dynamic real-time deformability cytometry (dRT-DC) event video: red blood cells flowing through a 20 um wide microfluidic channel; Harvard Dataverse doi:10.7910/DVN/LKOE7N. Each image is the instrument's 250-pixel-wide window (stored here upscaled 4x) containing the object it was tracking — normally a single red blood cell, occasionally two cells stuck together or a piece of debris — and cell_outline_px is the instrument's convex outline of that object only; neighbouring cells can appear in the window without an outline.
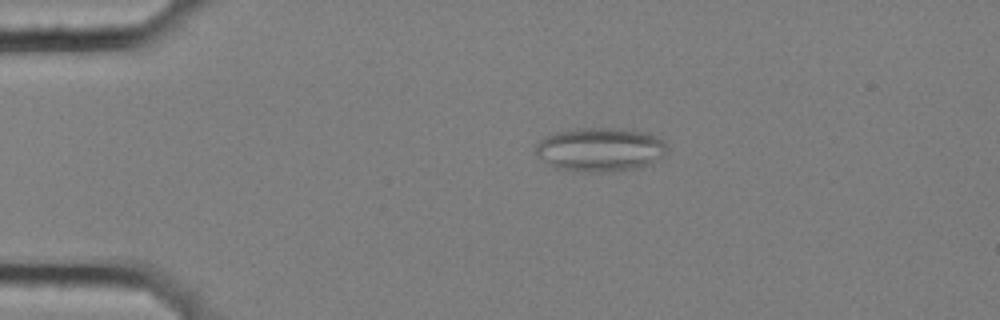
{"species": "common noctule bat (a hibernating species)", "species_latin": "Nyctalus noctula", "temperature_condition": "cold", "stored_images_in_passage": 57, "camera_frame_rate_fps": 3000, "um_per_image_px": 0.085, "animal": {"sex": "female", "body_mass_g": 25.1}, "frame": {"image": 1, "passage_image": 12, "time_ms": 3.667, "image_size_px": [1000, 320], "cell_outline_px": [[668, 148], [664, 156], [652, 164], [640, 168], [608, 172], [576, 172], [552, 168], [536, 156], [536, 144], [544, 136], [556, 132], [576, 128], [620, 128], [648, 132], [664, 140], [668, 144]], "centroid_in_image_um": [51.03, 12.72], "position_along_channel_um": 34.0, "area_um2": 34.62}}
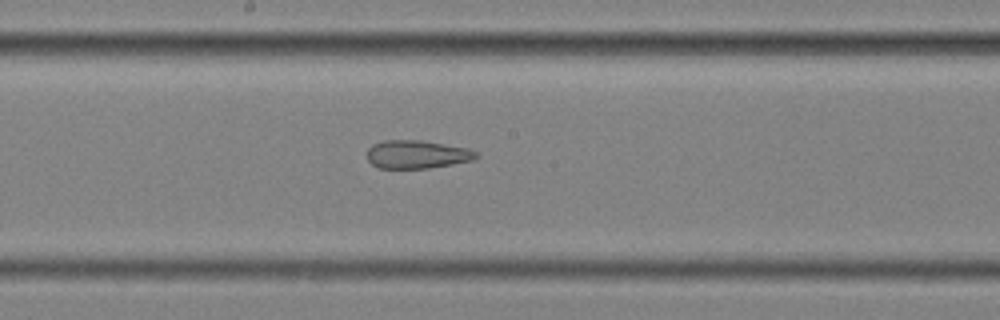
{"frame": {"image": 2, "passage_image": 31, "time_ms": 10.0, "image_size_px": [1000, 320], "cell_outline_px": [[480, 156], [472, 160], [452, 164], [428, 168], [380, 168], [372, 164], [364, 156], [368, 148], [372, 144], [384, 140], [420, 140], [468, 148], [476, 152]], "centroid_in_image_um": [35.4, 13.12], "position_along_channel_um": 212.8, "area_um2": 18.03}}
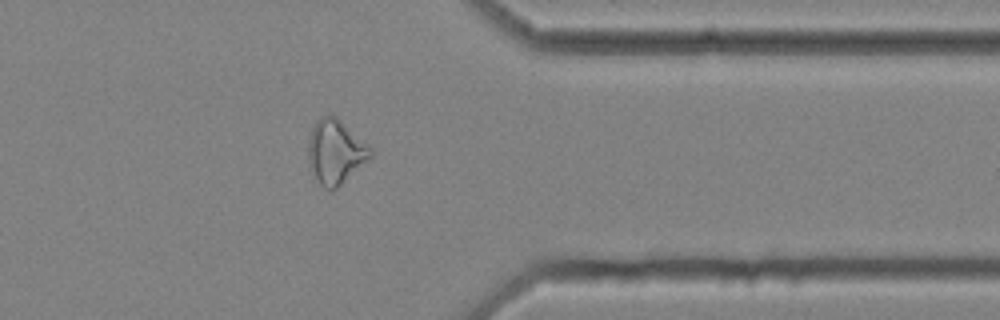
{"frame": {"image": 3, "passage_image": 46, "time_ms": 15.0, "image_size_px": [1000, 320], "cell_outline_px": [[372, 156], [332, 192], [324, 188], [320, 184], [308, 164], [308, 140], [312, 128], [316, 120], [320, 116], [332, 112], [368, 144], [372, 148]], "centroid_in_image_um": [28.5, 12.86], "position_along_channel_um": 382.9, "area_um2": 23.47}, "authors_computed_cell_mechanics": {"area_um2": 24.9118, "velocity_mm_per_s": 3.5581, "shape_relaxation_time_tau1_ms": null, "shape_relaxation_time_tau2_ms": 2.8143, "deformation_change_tau1": null, "deformation_change_tau2": 0.1186}}